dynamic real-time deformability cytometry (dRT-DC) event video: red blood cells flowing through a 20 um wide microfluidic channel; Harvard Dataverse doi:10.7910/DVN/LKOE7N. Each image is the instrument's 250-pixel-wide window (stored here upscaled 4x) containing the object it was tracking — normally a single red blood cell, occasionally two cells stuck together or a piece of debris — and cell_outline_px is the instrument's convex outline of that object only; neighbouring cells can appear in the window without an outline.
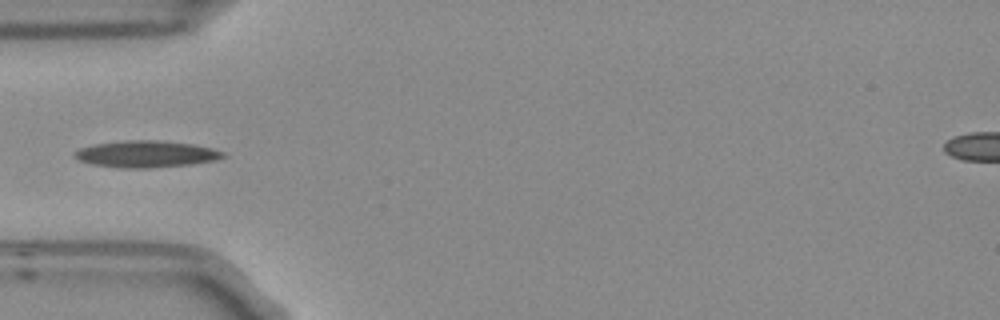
{"species": "Egyptian fruit bat (a non-hibernating species)", "species_latin": "Rousettus aegyptiacus", "temperature_condition": "room temperature", "stored_images_in_passage": 3, "camera_frame_rate_fps": 3000, "um_per_image_px": 0.085, "frame": {"image": 1, "passage_image": 2, "time_ms": 0.333, "image_size_px": [1000, 320], "cell_outline_px": [[228, 156], [216, 160], [192, 164], [152, 168], [116, 168], [92, 164], [80, 160], [76, 156], [76, 152], [80, 148], [96, 144], [128, 140], [156, 140], [192, 144], [212, 148], [224, 152]], "centroid_in_image_um": [12.49, 13.1], "position_along_channel_um": 72.5, "area_um2": 23.0}}